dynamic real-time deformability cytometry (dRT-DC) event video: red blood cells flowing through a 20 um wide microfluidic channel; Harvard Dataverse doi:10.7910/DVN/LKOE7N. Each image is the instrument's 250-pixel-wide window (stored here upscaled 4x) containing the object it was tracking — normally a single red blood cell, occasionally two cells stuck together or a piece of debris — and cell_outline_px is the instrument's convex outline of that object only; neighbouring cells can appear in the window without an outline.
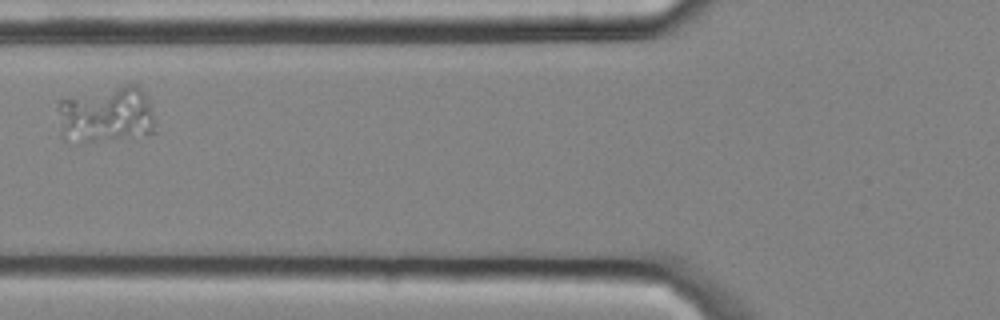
{"species": "common noctule bat (a hibernating species)", "species_latin": "Nyctalus noctula", "temperature_condition": "cold", "stored_images_in_passage": 3, "camera_frame_rate_fps": 3000, "um_per_image_px": 0.085, "animal": {"sex": "male", "body_mass_g": 20.4}, "frame": {"image": 1, "passage_image": 2, "time_ms": 0.333, "image_size_px": [1000, 320], "cell_outline_px": [[156, 132], [92, 140], [64, 140], [60, 132], [56, 108], [56, 104], [60, 100], [128, 84], [136, 84], [144, 92], [152, 116]], "centroid_in_image_um": [8.96, 9.72], "position_along_channel_um": 116.8, "area_um2": 30.92}}